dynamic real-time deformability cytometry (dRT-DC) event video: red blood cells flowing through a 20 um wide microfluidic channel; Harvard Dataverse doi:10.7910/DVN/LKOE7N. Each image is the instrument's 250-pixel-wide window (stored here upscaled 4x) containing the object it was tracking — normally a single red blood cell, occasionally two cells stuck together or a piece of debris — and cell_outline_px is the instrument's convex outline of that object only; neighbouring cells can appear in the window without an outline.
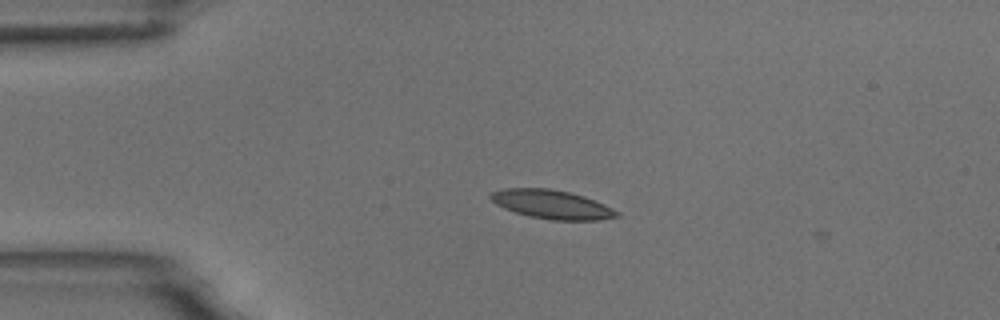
{"species": "common noctule bat (a hibernating species)", "species_latin": "Nyctalus noctula", "temperature_condition": "room temperature", "stored_images_in_passage": 4, "camera_frame_rate_fps": 3000, "um_per_image_px": 0.085, "animal": {"sex": "male", "body_mass_g": 18.8}, "frame": {"image": 1, "passage_image": 1, "time_ms": 0.0, "image_size_px": [1000, 320], "cell_outline_px": [[620, 216], [600, 220], [552, 220], [528, 216], [504, 208], [496, 204], [488, 196], [492, 192], [504, 188], [548, 188], [568, 192], [584, 196], [604, 204], [620, 212]], "centroid_in_image_um": [46.92, 17.38], "position_along_channel_um": 38.1, "area_um2": 21.15}}